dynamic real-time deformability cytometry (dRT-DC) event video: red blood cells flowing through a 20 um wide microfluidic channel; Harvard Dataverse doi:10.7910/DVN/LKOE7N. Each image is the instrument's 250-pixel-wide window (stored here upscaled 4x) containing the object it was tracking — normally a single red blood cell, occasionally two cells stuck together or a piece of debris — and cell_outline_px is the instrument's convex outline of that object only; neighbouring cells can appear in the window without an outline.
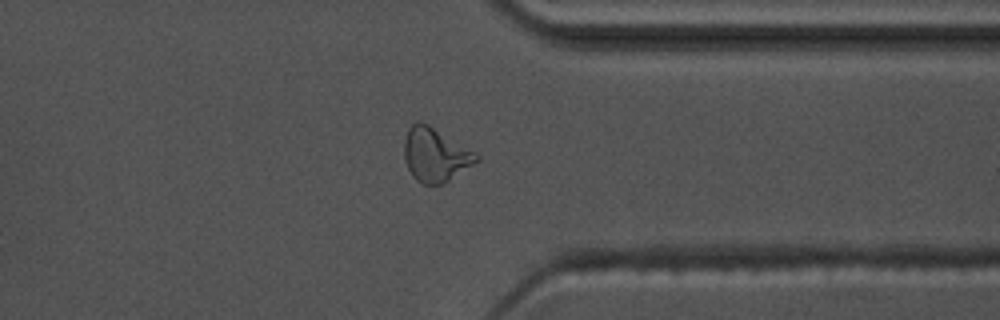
{"species": "common noctule bat (a hibernating species)", "species_latin": "Nyctalus noctula", "temperature_condition": "warm", "stored_images_in_passage": 45, "camera_frame_rate_fps": 3000, "um_per_image_px": 0.085, "animal": {"sex": "male", "body_mass_g": 17.5, "forearm_length_mm": 52.3}, "frame": {"image": 1, "passage_image": 45, "time_ms": 14.667, "image_size_px": [1000, 320], "cell_outline_px": [[480, 160], [448, 180], [440, 184], [420, 184], [412, 176], [408, 168], [404, 156], [404, 140], [408, 128], [412, 124], [420, 120], [428, 124], [476, 152], [480, 156]], "centroid_in_image_um": [36.99, 13.14], "position_along_channel_um": 374.4, "area_um2": 22.54}, "authors_computed_cell_mechanics": {"area_um2": 19.5942, "velocity_mm_per_s": 3.575, "shape_relaxation_time_tau1_ms": 7.1302, "shape_relaxation_time_tau2_ms": 3.021, "deformation_change_tau1": 0.2297, "deformation_change_tau2": 0.1092}}